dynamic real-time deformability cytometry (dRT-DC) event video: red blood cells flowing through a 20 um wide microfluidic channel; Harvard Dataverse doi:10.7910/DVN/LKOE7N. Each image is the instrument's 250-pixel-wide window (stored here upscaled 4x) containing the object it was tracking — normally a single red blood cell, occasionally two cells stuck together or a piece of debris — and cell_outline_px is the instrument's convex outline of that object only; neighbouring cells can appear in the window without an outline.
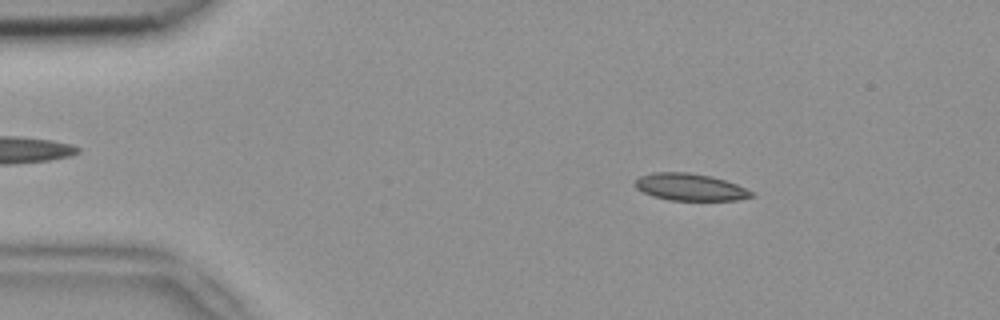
{"species": "common noctule bat (a hibernating species)", "species_latin": "Nyctalus noctula", "temperature_condition": "room temperature", "stored_images_in_passage": 52, "segment_of_instrument_passage": [1, 2], "camera_frame_rate_fps": 3000, "um_per_image_px": 0.085, "animal": {"sex": "female", "body_mass_g": 18.4}, "frame": {"image": 1, "passage_image": 8, "time_ms": 2.333, "image_size_px": [1000, 320], "cell_outline_px": [[756, 196], [736, 200], [668, 200], [652, 196], [636, 188], [636, 180], [640, 176], [652, 172], [688, 172], [712, 176], [736, 184], [756, 192]], "centroid_in_image_um": [58.7, 15.9], "position_along_channel_um": 26.3, "area_um2": 18.44}}
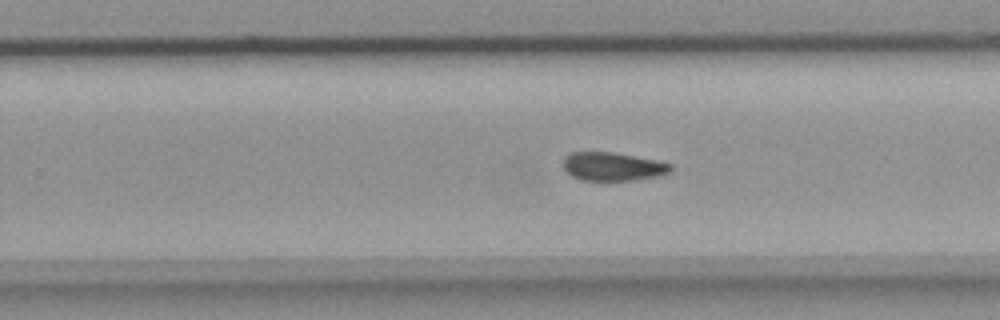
{"frame": {"image": 2, "passage_image": 32, "time_ms": 10.333, "image_size_px": [1000, 320], "cell_outline_px": [[672, 168], [668, 172], [656, 176], [632, 180], [580, 180], [572, 176], [564, 168], [564, 156], [572, 152], [612, 152], [656, 160], [672, 164]], "centroid_in_image_um": [52.06, 14.15], "position_along_channel_um": 277.7, "area_um2": 17.57}}
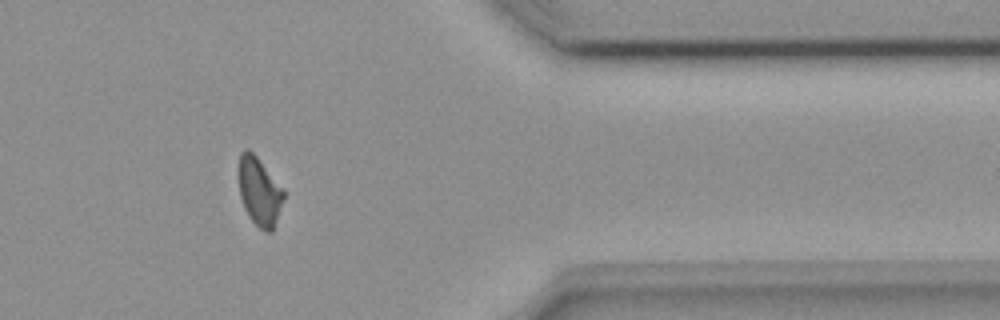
{"frame": {"image": 3, "passage_image": 42, "time_ms": 13.667, "image_size_px": [1000, 320], "cell_outline_px": [[284, 200], [272, 232], [264, 232], [248, 216], [244, 208], [240, 196], [236, 176], [240, 152], [244, 148], [248, 148], [256, 156], [284, 188]], "centroid_in_image_um": [22.01, 16.24], "position_along_channel_um": 389.4, "area_um2": 18.44}}